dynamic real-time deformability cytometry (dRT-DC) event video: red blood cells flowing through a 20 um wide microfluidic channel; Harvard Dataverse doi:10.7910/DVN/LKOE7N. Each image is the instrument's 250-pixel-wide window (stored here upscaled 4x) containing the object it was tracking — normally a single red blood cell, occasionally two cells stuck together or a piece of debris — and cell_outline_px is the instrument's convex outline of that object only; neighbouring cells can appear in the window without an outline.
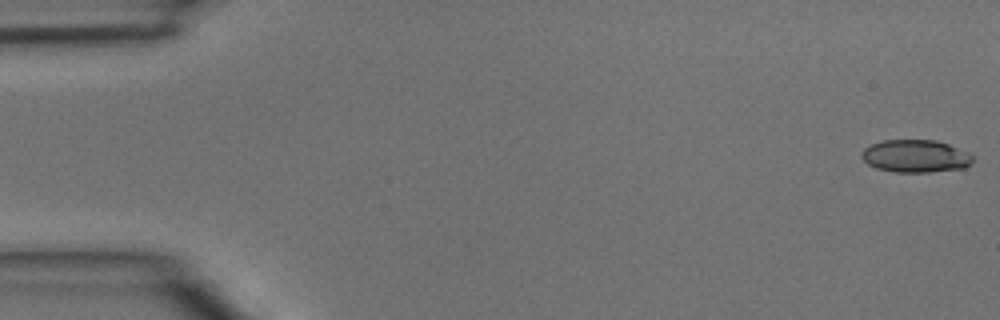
{"species": "common noctule bat (a hibernating species)", "species_latin": "Nyctalus noctula", "temperature_condition": "room temperature", "stored_images_in_passage": 3, "camera_frame_rate_fps": 3000, "um_per_image_px": 0.085, "animal": {"sex": "male", "body_mass_g": 15.6}, "frame": {"image": 1, "passage_image": 1, "time_ms": 0.0, "image_size_px": [1000, 320], "cell_outline_px": [[976, 156], [972, 164], [964, 168], [928, 172], [896, 172], [876, 168], [868, 164], [860, 156], [864, 148], [872, 144], [884, 140], [936, 140], [948, 144], [968, 152]], "centroid_in_image_um": [77.86, 13.27], "position_along_channel_um": 7.1, "area_um2": 21.27}}